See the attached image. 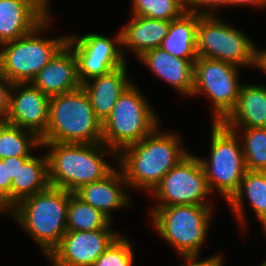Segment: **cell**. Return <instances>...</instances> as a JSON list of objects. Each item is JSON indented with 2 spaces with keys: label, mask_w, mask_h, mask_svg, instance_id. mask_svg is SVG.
<instances>
[{
  "label": "cell",
  "mask_w": 266,
  "mask_h": 266,
  "mask_svg": "<svg viewBox=\"0 0 266 266\" xmlns=\"http://www.w3.org/2000/svg\"><path fill=\"white\" fill-rule=\"evenodd\" d=\"M155 77L169 83L182 96L191 97L194 87V63L197 59H181L161 47L143 53L139 58Z\"/></svg>",
  "instance_id": "18"
},
{
  "label": "cell",
  "mask_w": 266,
  "mask_h": 266,
  "mask_svg": "<svg viewBox=\"0 0 266 266\" xmlns=\"http://www.w3.org/2000/svg\"><path fill=\"white\" fill-rule=\"evenodd\" d=\"M131 15L171 21L186 10L185 0H131Z\"/></svg>",
  "instance_id": "28"
},
{
  "label": "cell",
  "mask_w": 266,
  "mask_h": 266,
  "mask_svg": "<svg viewBox=\"0 0 266 266\" xmlns=\"http://www.w3.org/2000/svg\"><path fill=\"white\" fill-rule=\"evenodd\" d=\"M260 266H266V260H264Z\"/></svg>",
  "instance_id": "38"
},
{
  "label": "cell",
  "mask_w": 266,
  "mask_h": 266,
  "mask_svg": "<svg viewBox=\"0 0 266 266\" xmlns=\"http://www.w3.org/2000/svg\"><path fill=\"white\" fill-rule=\"evenodd\" d=\"M49 0H0V45L33 32L52 13Z\"/></svg>",
  "instance_id": "15"
},
{
  "label": "cell",
  "mask_w": 266,
  "mask_h": 266,
  "mask_svg": "<svg viewBox=\"0 0 266 266\" xmlns=\"http://www.w3.org/2000/svg\"><path fill=\"white\" fill-rule=\"evenodd\" d=\"M50 186L48 179V159L41 156L19 157V168L11 183V208L19 201Z\"/></svg>",
  "instance_id": "23"
},
{
  "label": "cell",
  "mask_w": 266,
  "mask_h": 266,
  "mask_svg": "<svg viewBox=\"0 0 266 266\" xmlns=\"http://www.w3.org/2000/svg\"><path fill=\"white\" fill-rule=\"evenodd\" d=\"M3 162H7L8 178L16 177L19 168V157H8L3 159Z\"/></svg>",
  "instance_id": "36"
},
{
  "label": "cell",
  "mask_w": 266,
  "mask_h": 266,
  "mask_svg": "<svg viewBox=\"0 0 266 266\" xmlns=\"http://www.w3.org/2000/svg\"><path fill=\"white\" fill-rule=\"evenodd\" d=\"M12 83L0 73V120H5L9 112Z\"/></svg>",
  "instance_id": "33"
},
{
  "label": "cell",
  "mask_w": 266,
  "mask_h": 266,
  "mask_svg": "<svg viewBox=\"0 0 266 266\" xmlns=\"http://www.w3.org/2000/svg\"><path fill=\"white\" fill-rule=\"evenodd\" d=\"M11 183L12 179L8 178L7 162L0 159V214L5 215L11 209Z\"/></svg>",
  "instance_id": "30"
},
{
  "label": "cell",
  "mask_w": 266,
  "mask_h": 266,
  "mask_svg": "<svg viewBox=\"0 0 266 266\" xmlns=\"http://www.w3.org/2000/svg\"><path fill=\"white\" fill-rule=\"evenodd\" d=\"M127 64L108 74L93 77L82 84L94 113L101 122L111 114L119 96L133 82L128 78Z\"/></svg>",
  "instance_id": "20"
},
{
  "label": "cell",
  "mask_w": 266,
  "mask_h": 266,
  "mask_svg": "<svg viewBox=\"0 0 266 266\" xmlns=\"http://www.w3.org/2000/svg\"><path fill=\"white\" fill-rule=\"evenodd\" d=\"M262 232H263V235L265 234L266 235V222L262 225ZM266 237V236H265Z\"/></svg>",
  "instance_id": "37"
},
{
  "label": "cell",
  "mask_w": 266,
  "mask_h": 266,
  "mask_svg": "<svg viewBox=\"0 0 266 266\" xmlns=\"http://www.w3.org/2000/svg\"><path fill=\"white\" fill-rule=\"evenodd\" d=\"M201 16L185 11L180 17L171 20L168 33L160 47L181 59H198L196 37Z\"/></svg>",
  "instance_id": "24"
},
{
  "label": "cell",
  "mask_w": 266,
  "mask_h": 266,
  "mask_svg": "<svg viewBox=\"0 0 266 266\" xmlns=\"http://www.w3.org/2000/svg\"><path fill=\"white\" fill-rule=\"evenodd\" d=\"M49 99L31 83H15L11 87L9 112L5 121L30 130L40 138L48 125Z\"/></svg>",
  "instance_id": "14"
},
{
  "label": "cell",
  "mask_w": 266,
  "mask_h": 266,
  "mask_svg": "<svg viewBox=\"0 0 266 266\" xmlns=\"http://www.w3.org/2000/svg\"><path fill=\"white\" fill-rule=\"evenodd\" d=\"M112 221L92 205L83 202L71 193L67 208V230L95 231L112 229Z\"/></svg>",
  "instance_id": "26"
},
{
  "label": "cell",
  "mask_w": 266,
  "mask_h": 266,
  "mask_svg": "<svg viewBox=\"0 0 266 266\" xmlns=\"http://www.w3.org/2000/svg\"><path fill=\"white\" fill-rule=\"evenodd\" d=\"M210 139L209 157L198 158L212 194L217 192L228 202L247 171L242 144L237 133L221 122H212Z\"/></svg>",
  "instance_id": "8"
},
{
  "label": "cell",
  "mask_w": 266,
  "mask_h": 266,
  "mask_svg": "<svg viewBox=\"0 0 266 266\" xmlns=\"http://www.w3.org/2000/svg\"><path fill=\"white\" fill-rule=\"evenodd\" d=\"M245 196V198H244ZM249 201L256 219L262 226L266 222V172L246 171L234 196L227 202L241 230L247 229L245 201Z\"/></svg>",
  "instance_id": "22"
},
{
  "label": "cell",
  "mask_w": 266,
  "mask_h": 266,
  "mask_svg": "<svg viewBox=\"0 0 266 266\" xmlns=\"http://www.w3.org/2000/svg\"><path fill=\"white\" fill-rule=\"evenodd\" d=\"M259 47L255 45V56H254V66L261 70L266 75V49H258Z\"/></svg>",
  "instance_id": "34"
},
{
  "label": "cell",
  "mask_w": 266,
  "mask_h": 266,
  "mask_svg": "<svg viewBox=\"0 0 266 266\" xmlns=\"http://www.w3.org/2000/svg\"><path fill=\"white\" fill-rule=\"evenodd\" d=\"M113 229L67 230L48 260L57 266H93L97 258L120 235Z\"/></svg>",
  "instance_id": "13"
},
{
  "label": "cell",
  "mask_w": 266,
  "mask_h": 266,
  "mask_svg": "<svg viewBox=\"0 0 266 266\" xmlns=\"http://www.w3.org/2000/svg\"><path fill=\"white\" fill-rule=\"evenodd\" d=\"M135 83L122 92L111 114L102 122V143L117 154L160 124L157 112Z\"/></svg>",
  "instance_id": "7"
},
{
  "label": "cell",
  "mask_w": 266,
  "mask_h": 266,
  "mask_svg": "<svg viewBox=\"0 0 266 266\" xmlns=\"http://www.w3.org/2000/svg\"><path fill=\"white\" fill-rule=\"evenodd\" d=\"M222 255V256H221ZM200 255H185L180 256L184 260L183 263L179 264L180 266H225L224 265V256L223 254H213L210 257L205 259H200Z\"/></svg>",
  "instance_id": "32"
},
{
  "label": "cell",
  "mask_w": 266,
  "mask_h": 266,
  "mask_svg": "<svg viewBox=\"0 0 266 266\" xmlns=\"http://www.w3.org/2000/svg\"><path fill=\"white\" fill-rule=\"evenodd\" d=\"M40 141L102 143V122L83 87L50 97L48 125Z\"/></svg>",
  "instance_id": "4"
},
{
  "label": "cell",
  "mask_w": 266,
  "mask_h": 266,
  "mask_svg": "<svg viewBox=\"0 0 266 266\" xmlns=\"http://www.w3.org/2000/svg\"><path fill=\"white\" fill-rule=\"evenodd\" d=\"M149 194L157 202L151 207L213 205L206 199L212 192L198 155L193 153L174 166Z\"/></svg>",
  "instance_id": "11"
},
{
  "label": "cell",
  "mask_w": 266,
  "mask_h": 266,
  "mask_svg": "<svg viewBox=\"0 0 266 266\" xmlns=\"http://www.w3.org/2000/svg\"><path fill=\"white\" fill-rule=\"evenodd\" d=\"M128 189L124 174L118 167L103 180L83 185L74 194L83 202L101 211L113 222L114 210H123L130 206Z\"/></svg>",
  "instance_id": "17"
},
{
  "label": "cell",
  "mask_w": 266,
  "mask_h": 266,
  "mask_svg": "<svg viewBox=\"0 0 266 266\" xmlns=\"http://www.w3.org/2000/svg\"><path fill=\"white\" fill-rule=\"evenodd\" d=\"M112 38L91 32L83 36L68 34L67 44L77 57L78 76L82 84L93 77L108 74L128 62L122 53L120 30Z\"/></svg>",
  "instance_id": "12"
},
{
  "label": "cell",
  "mask_w": 266,
  "mask_h": 266,
  "mask_svg": "<svg viewBox=\"0 0 266 266\" xmlns=\"http://www.w3.org/2000/svg\"><path fill=\"white\" fill-rule=\"evenodd\" d=\"M221 123L227 128L266 127V85L242 84L236 105Z\"/></svg>",
  "instance_id": "21"
},
{
  "label": "cell",
  "mask_w": 266,
  "mask_h": 266,
  "mask_svg": "<svg viewBox=\"0 0 266 266\" xmlns=\"http://www.w3.org/2000/svg\"><path fill=\"white\" fill-rule=\"evenodd\" d=\"M38 148L41 141L34 132L0 120V159L30 157Z\"/></svg>",
  "instance_id": "25"
},
{
  "label": "cell",
  "mask_w": 266,
  "mask_h": 266,
  "mask_svg": "<svg viewBox=\"0 0 266 266\" xmlns=\"http://www.w3.org/2000/svg\"><path fill=\"white\" fill-rule=\"evenodd\" d=\"M230 25L216 15H202L196 37L198 57L252 68L256 44L244 31Z\"/></svg>",
  "instance_id": "9"
},
{
  "label": "cell",
  "mask_w": 266,
  "mask_h": 266,
  "mask_svg": "<svg viewBox=\"0 0 266 266\" xmlns=\"http://www.w3.org/2000/svg\"><path fill=\"white\" fill-rule=\"evenodd\" d=\"M169 27L170 21L130 15L129 21L120 29L125 60L126 49L139 58L146 51L160 47Z\"/></svg>",
  "instance_id": "19"
},
{
  "label": "cell",
  "mask_w": 266,
  "mask_h": 266,
  "mask_svg": "<svg viewBox=\"0 0 266 266\" xmlns=\"http://www.w3.org/2000/svg\"><path fill=\"white\" fill-rule=\"evenodd\" d=\"M186 10L199 15H215L217 7L229 6L230 0H185Z\"/></svg>",
  "instance_id": "31"
},
{
  "label": "cell",
  "mask_w": 266,
  "mask_h": 266,
  "mask_svg": "<svg viewBox=\"0 0 266 266\" xmlns=\"http://www.w3.org/2000/svg\"><path fill=\"white\" fill-rule=\"evenodd\" d=\"M70 197L71 192L49 186L42 192L22 199L5 215L11 216L48 257L67 231Z\"/></svg>",
  "instance_id": "3"
},
{
  "label": "cell",
  "mask_w": 266,
  "mask_h": 266,
  "mask_svg": "<svg viewBox=\"0 0 266 266\" xmlns=\"http://www.w3.org/2000/svg\"><path fill=\"white\" fill-rule=\"evenodd\" d=\"M132 241L120 234L97 258L93 266H133L135 261Z\"/></svg>",
  "instance_id": "29"
},
{
  "label": "cell",
  "mask_w": 266,
  "mask_h": 266,
  "mask_svg": "<svg viewBox=\"0 0 266 266\" xmlns=\"http://www.w3.org/2000/svg\"><path fill=\"white\" fill-rule=\"evenodd\" d=\"M41 147L47 149L50 186L71 193L83 185L103 180L115 169L106 159L109 154L117 160V153L103 143L41 142Z\"/></svg>",
  "instance_id": "2"
},
{
  "label": "cell",
  "mask_w": 266,
  "mask_h": 266,
  "mask_svg": "<svg viewBox=\"0 0 266 266\" xmlns=\"http://www.w3.org/2000/svg\"><path fill=\"white\" fill-rule=\"evenodd\" d=\"M160 125L117 154V166L122 170L130 191L135 188L149 194L190 153L182 144V136L174 131L161 132Z\"/></svg>",
  "instance_id": "1"
},
{
  "label": "cell",
  "mask_w": 266,
  "mask_h": 266,
  "mask_svg": "<svg viewBox=\"0 0 266 266\" xmlns=\"http://www.w3.org/2000/svg\"><path fill=\"white\" fill-rule=\"evenodd\" d=\"M229 129L235 131L241 141L246 169L266 172V127Z\"/></svg>",
  "instance_id": "27"
},
{
  "label": "cell",
  "mask_w": 266,
  "mask_h": 266,
  "mask_svg": "<svg viewBox=\"0 0 266 266\" xmlns=\"http://www.w3.org/2000/svg\"><path fill=\"white\" fill-rule=\"evenodd\" d=\"M214 211V205H174L152 207L148 215L154 231L180 257L201 254Z\"/></svg>",
  "instance_id": "6"
},
{
  "label": "cell",
  "mask_w": 266,
  "mask_h": 266,
  "mask_svg": "<svg viewBox=\"0 0 266 266\" xmlns=\"http://www.w3.org/2000/svg\"><path fill=\"white\" fill-rule=\"evenodd\" d=\"M49 263H51V266H57L54 262H52L51 260L48 261Z\"/></svg>",
  "instance_id": "39"
},
{
  "label": "cell",
  "mask_w": 266,
  "mask_h": 266,
  "mask_svg": "<svg viewBox=\"0 0 266 266\" xmlns=\"http://www.w3.org/2000/svg\"><path fill=\"white\" fill-rule=\"evenodd\" d=\"M31 84L49 97L72 92L82 87L78 76V61L66 43L37 73Z\"/></svg>",
  "instance_id": "16"
},
{
  "label": "cell",
  "mask_w": 266,
  "mask_h": 266,
  "mask_svg": "<svg viewBox=\"0 0 266 266\" xmlns=\"http://www.w3.org/2000/svg\"><path fill=\"white\" fill-rule=\"evenodd\" d=\"M240 69L216 59L198 57L195 61L191 97L205 95L208 98L212 104V122H221L236 105L242 85Z\"/></svg>",
  "instance_id": "10"
},
{
  "label": "cell",
  "mask_w": 266,
  "mask_h": 266,
  "mask_svg": "<svg viewBox=\"0 0 266 266\" xmlns=\"http://www.w3.org/2000/svg\"><path fill=\"white\" fill-rule=\"evenodd\" d=\"M52 19L51 14L33 32L0 45V73L12 84L31 83L67 43L68 34L55 38L43 36L51 28Z\"/></svg>",
  "instance_id": "5"
},
{
  "label": "cell",
  "mask_w": 266,
  "mask_h": 266,
  "mask_svg": "<svg viewBox=\"0 0 266 266\" xmlns=\"http://www.w3.org/2000/svg\"><path fill=\"white\" fill-rule=\"evenodd\" d=\"M243 5L260 9L266 7V0H230V7Z\"/></svg>",
  "instance_id": "35"
}]
</instances>
